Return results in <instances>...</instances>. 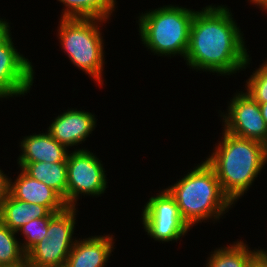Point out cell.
Here are the masks:
<instances>
[{
	"label": "cell",
	"instance_id": "cell-8",
	"mask_svg": "<svg viewBox=\"0 0 267 267\" xmlns=\"http://www.w3.org/2000/svg\"><path fill=\"white\" fill-rule=\"evenodd\" d=\"M142 216L147 235L156 241H177L191 229L183 220L174 197L167 189L149 199Z\"/></svg>",
	"mask_w": 267,
	"mask_h": 267
},
{
	"label": "cell",
	"instance_id": "cell-7",
	"mask_svg": "<svg viewBox=\"0 0 267 267\" xmlns=\"http://www.w3.org/2000/svg\"><path fill=\"white\" fill-rule=\"evenodd\" d=\"M107 185L101 161L88 150L78 149L67 156V207H75L79 194L100 196Z\"/></svg>",
	"mask_w": 267,
	"mask_h": 267
},
{
	"label": "cell",
	"instance_id": "cell-26",
	"mask_svg": "<svg viewBox=\"0 0 267 267\" xmlns=\"http://www.w3.org/2000/svg\"><path fill=\"white\" fill-rule=\"evenodd\" d=\"M251 2H253L255 5H259L261 6V8H263V10L267 9V0H250Z\"/></svg>",
	"mask_w": 267,
	"mask_h": 267
},
{
	"label": "cell",
	"instance_id": "cell-12",
	"mask_svg": "<svg viewBox=\"0 0 267 267\" xmlns=\"http://www.w3.org/2000/svg\"><path fill=\"white\" fill-rule=\"evenodd\" d=\"M21 170L15 182H10V194L14 198L43 205L51 212H61L67 207L64 199L54 189Z\"/></svg>",
	"mask_w": 267,
	"mask_h": 267
},
{
	"label": "cell",
	"instance_id": "cell-28",
	"mask_svg": "<svg viewBox=\"0 0 267 267\" xmlns=\"http://www.w3.org/2000/svg\"><path fill=\"white\" fill-rule=\"evenodd\" d=\"M258 251L267 259V251H264L263 249Z\"/></svg>",
	"mask_w": 267,
	"mask_h": 267
},
{
	"label": "cell",
	"instance_id": "cell-22",
	"mask_svg": "<svg viewBox=\"0 0 267 267\" xmlns=\"http://www.w3.org/2000/svg\"><path fill=\"white\" fill-rule=\"evenodd\" d=\"M10 182L11 180L0 169V212L2 210L5 200L10 194Z\"/></svg>",
	"mask_w": 267,
	"mask_h": 267
},
{
	"label": "cell",
	"instance_id": "cell-2",
	"mask_svg": "<svg viewBox=\"0 0 267 267\" xmlns=\"http://www.w3.org/2000/svg\"><path fill=\"white\" fill-rule=\"evenodd\" d=\"M222 142L205 161L214 169L223 192L235 203L267 162V146L223 132Z\"/></svg>",
	"mask_w": 267,
	"mask_h": 267
},
{
	"label": "cell",
	"instance_id": "cell-6",
	"mask_svg": "<svg viewBox=\"0 0 267 267\" xmlns=\"http://www.w3.org/2000/svg\"><path fill=\"white\" fill-rule=\"evenodd\" d=\"M76 211L75 207H66L50 219L46 236L26 254L28 263L34 267H65L75 243Z\"/></svg>",
	"mask_w": 267,
	"mask_h": 267
},
{
	"label": "cell",
	"instance_id": "cell-11",
	"mask_svg": "<svg viewBox=\"0 0 267 267\" xmlns=\"http://www.w3.org/2000/svg\"><path fill=\"white\" fill-rule=\"evenodd\" d=\"M95 116L86 111L70 109L58 115L48 128V132L66 148L85 141L95 128Z\"/></svg>",
	"mask_w": 267,
	"mask_h": 267
},
{
	"label": "cell",
	"instance_id": "cell-24",
	"mask_svg": "<svg viewBox=\"0 0 267 267\" xmlns=\"http://www.w3.org/2000/svg\"><path fill=\"white\" fill-rule=\"evenodd\" d=\"M247 267H267V259L258 251L248 262Z\"/></svg>",
	"mask_w": 267,
	"mask_h": 267
},
{
	"label": "cell",
	"instance_id": "cell-25",
	"mask_svg": "<svg viewBox=\"0 0 267 267\" xmlns=\"http://www.w3.org/2000/svg\"><path fill=\"white\" fill-rule=\"evenodd\" d=\"M258 104H259L263 119L267 123V102L266 103H258Z\"/></svg>",
	"mask_w": 267,
	"mask_h": 267
},
{
	"label": "cell",
	"instance_id": "cell-9",
	"mask_svg": "<svg viewBox=\"0 0 267 267\" xmlns=\"http://www.w3.org/2000/svg\"><path fill=\"white\" fill-rule=\"evenodd\" d=\"M223 117L224 130L234 136L261 142L267 146V123L258 102L248 93H238L230 100Z\"/></svg>",
	"mask_w": 267,
	"mask_h": 267
},
{
	"label": "cell",
	"instance_id": "cell-21",
	"mask_svg": "<svg viewBox=\"0 0 267 267\" xmlns=\"http://www.w3.org/2000/svg\"><path fill=\"white\" fill-rule=\"evenodd\" d=\"M246 83V93L258 103L267 102V61L254 71Z\"/></svg>",
	"mask_w": 267,
	"mask_h": 267
},
{
	"label": "cell",
	"instance_id": "cell-18",
	"mask_svg": "<svg viewBox=\"0 0 267 267\" xmlns=\"http://www.w3.org/2000/svg\"><path fill=\"white\" fill-rule=\"evenodd\" d=\"M246 245L242 241H237L233 245L214 250L206 267H247L248 262L258 250H249Z\"/></svg>",
	"mask_w": 267,
	"mask_h": 267
},
{
	"label": "cell",
	"instance_id": "cell-14",
	"mask_svg": "<svg viewBox=\"0 0 267 267\" xmlns=\"http://www.w3.org/2000/svg\"><path fill=\"white\" fill-rule=\"evenodd\" d=\"M20 146L22 153L18 157V163H67V148L48 131L24 137Z\"/></svg>",
	"mask_w": 267,
	"mask_h": 267
},
{
	"label": "cell",
	"instance_id": "cell-19",
	"mask_svg": "<svg viewBox=\"0 0 267 267\" xmlns=\"http://www.w3.org/2000/svg\"><path fill=\"white\" fill-rule=\"evenodd\" d=\"M16 233L0 221V267H15L26 261Z\"/></svg>",
	"mask_w": 267,
	"mask_h": 267
},
{
	"label": "cell",
	"instance_id": "cell-16",
	"mask_svg": "<svg viewBox=\"0 0 267 267\" xmlns=\"http://www.w3.org/2000/svg\"><path fill=\"white\" fill-rule=\"evenodd\" d=\"M32 178L54 189L67 205V163H18Z\"/></svg>",
	"mask_w": 267,
	"mask_h": 267
},
{
	"label": "cell",
	"instance_id": "cell-15",
	"mask_svg": "<svg viewBox=\"0 0 267 267\" xmlns=\"http://www.w3.org/2000/svg\"><path fill=\"white\" fill-rule=\"evenodd\" d=\"M52 212L45 206L18 200L9 194L0 212V221L11 230L18 229L33 219L48 217Z\"/></svg>",
	"mask_w": 267,
	"mask_h": 267
},
{
	"label": "cell",
	"instance_id": "cell-13",
	"mask_svg": "<svg viewBox=\"0 0 267 267\" xmlns=\"http://www.w3.org/2000/svg\"><path fill=\"white\" fill-rule=\"evenodd\" d=\"M113 235L76 240L65 267H105L113 251Z\"/></svg>",
	"mask_w": 267,
	"mask_h": 267
},
{
	"label": "cell",
	"instance_id": "cell-17",
	"mask_svg": "<svg viewBox=\"0 0 267 267\" xmlns=\"http://www.w3.org/2000/svg\"><path fill=\"white\" fill-rule=\"evenodd\" d=\"M67 9L61 18L101 19L106 20L115 8V0H58Z\"/></svg>",
	"mask_w": 267,
	"mask_h": 267
},
{
	"label": "cell",
	"instance_id": "cell-5",
	"mask_svg": "<svg viewBox=\"0 0 267 267\" xmlns=\"http://www.w3.org/2000/svg\"><path fill=\"white\" fill-rule=\"evenodd\" d=\"M60 20L58 35L63 50L76 67L102 85L104 48L98 23L107 20L80 18H61Z\"/></svg>",
	"mask_w": 267,
	"mask_h": 267
},
{
	"label": "cell",
	"instance_id": "cell-27",
	"mask_svg": "<svg viewBox=\"0 0 267 267\" xmlns=\"http://www.w3.org/2000/svg\"><path fill=\"white\" fill-rule=\"evenodd\" d=\"M15 267H34V266L31 265L30 263H28L27 261H25L23 264H21L19 266H15Z\"/></svg>",
	"mask_w": 267,
	"mask_h": 267
},
{
	"label": "cell",
	"instance_id": "cell-10",
	"mask_svg": "<svg viewBox=\"0 0 267 267\" xmlns=\"http://www.w3.org/2000/svg\"><path fill=\"white\" fill-rule=\"evenodd\" d=\"M13 44L10 37L0 47V98L25 95L33 84L31 62Z\"/></svg>",
	"mask_w": 267,
	"mask_h": 267
},
{
	"label": "cell",
	"instance_id": "cell-3",
	"mask_svg": "<svg viewBox=\"0 0 267 267\" xmlns=\"http://www.w3.org/2000/svg\"><path fill=\"white\" fill-rule=\"evenodd\" d=\"M193 169L177 183L166 188L174 197L183 220L190 228L199 221L211 218L219 220L234 204L223 192L214 169L206 161Z\"/></svg>",
	"mask_w": 267,
	"mask_h": 267
},
{
	"label": "cell",
	"instance_id": "cell-23",
	"mask_svg": "<svg viewBox=\"0 0 267 267\" xmlns=\"http://www.w3.org/2000/svg\"><path fill=\"white\" fill-rule=\"evenodd\" d=\"M9 23L0 18V47L11 37Z\"/></svg>",
	"mask_w": 267,
	"mask_h": 267
},
{
	"label": "cell",
	"instance_id": "cell-20",
	"mask_svg": "<svg viewBox=\"0 0 267 267\" xmlns=\"http://www.w3.org/2000/svg\"><path fill=\"white\" fill-rule=\"evenodd\" d=\"M56 213L58 212H52L48 217L33 219L18 229L17 233L23 232L22 234L26 239L23 244L21 243V248L25 254L46 236L48 223Z\"/></svg>",
	"mask_w": 267,
	"mask_h": 267
},
{
	"label": "cell",
	"instance_id": "cell-1",
	"mask_svg": "<svg viewBox=\"0 0 267 267\" xmlns=\"http://www.w3.org/2000/svg\"><path fill=\"white\" fill-rule=\"evenodd\" d=\"M229 11L224 5H208L195 12L185 57L192 69L231 75L250 64L243 35Z\"/></svg>",
	"mask_w": 267,
	"mask_h": 267
},
{
	"label": "cell",
	"instance_id": "cell-4",
	"mask_svg": "<svg viewBox=\"0 0 267 267\" xmlns=\"http://www.w3.org/2000/svg\"><path fill=\"white\" fill-rule=\"evenodd\" d=\"M150 11L138 21L143 44L160 56L180 54L185 59L196 11L173 5Z\"/></svg>",
	"mask_w": 267,
	"mask_h": 267
}]
</instances>
